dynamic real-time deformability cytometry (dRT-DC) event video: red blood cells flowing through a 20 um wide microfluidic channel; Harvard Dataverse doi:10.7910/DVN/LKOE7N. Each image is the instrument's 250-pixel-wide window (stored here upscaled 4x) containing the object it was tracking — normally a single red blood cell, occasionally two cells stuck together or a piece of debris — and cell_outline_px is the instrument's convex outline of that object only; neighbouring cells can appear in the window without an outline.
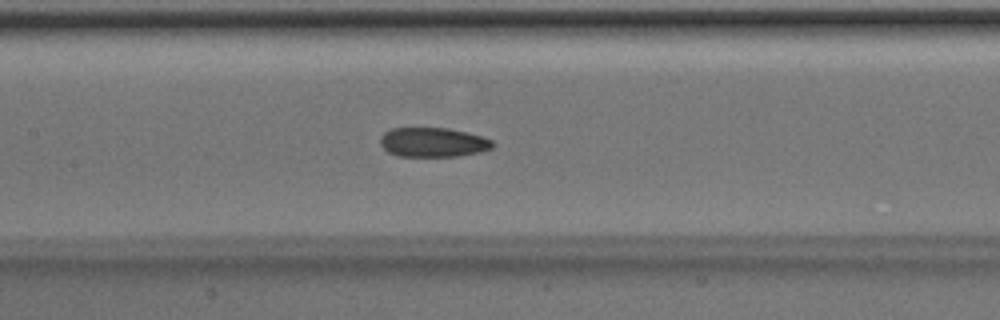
{"species": "Egyptian fruit bat (a non-hibernating species)", "species_latin": "Rousettus aegyptiacus", "temperature_condition": "room temperature", "stored_images_in_passage": 37, "camera_frame_rate_fps": 3000, "um_per_image_px": 0.085, "animal": {"sex": "male"}, "frame": {"image": 1, "passage_image": 12, "time_ms": 3.667, "image_size_px": [1000, 320], "cell_outline_px": [[496, 144], [492, 148], [480, 152], [456, 156], [396, 156], [388, 152], [380, 144], [380, 136], [384, 132], [392, 128], [448, 128], [480, 136], [492, 140]], "centroid_in_image_um": [36.79, 12.1], "position_along_channel_um": 170.6, "area_um2": 19.25}}
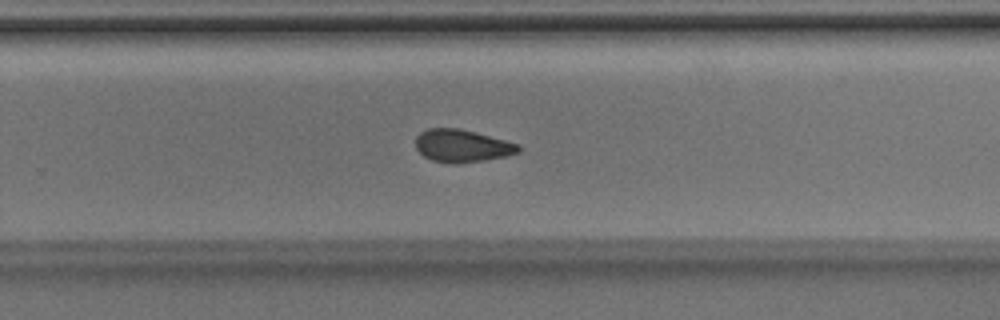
{"frame": {"image": 2, "passage_image": 21, "time_ms": 6.667, "image_size_px": [1000, 320], "cell_outline_px": [[520, 152], [508, 156], [484, 160], [456, 164], [452, 164], [432, 160], [424, 156], [416, 148], [416, 136], [420, 132], [428, 128], [456, 128], [476, 132], [520, 144]], "centroid_in_image_um": [39.29, 12.4], "position_along_channel_um": 290.5, "area_um2": 19.65}}
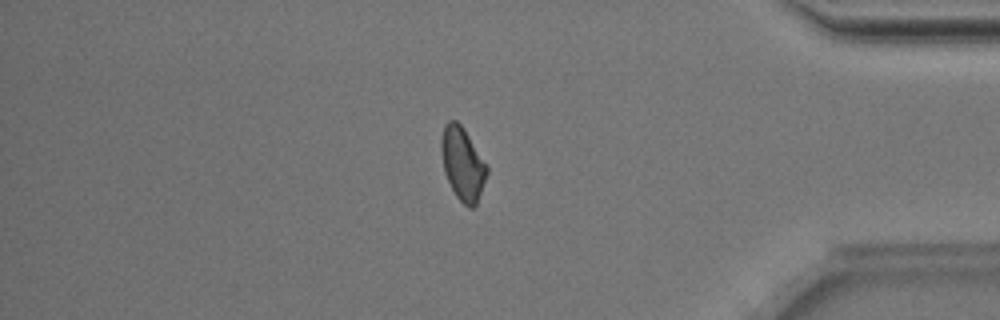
{"frame": {"image": 3, "passage_image": 31, "time_ms": 10.0, "image_size_px": [1000, 320], "cell_outline_px": [[488, 172], [476, 204], [472, 208], [468, 208], [456, 196], [444, 172], [440, 152], [440, 140], [444, 124], [448, 120], [456, 120], [464, 128], [488, 164]], "centroid_in_image_um": [39.31, 13.87], "position_along_channel_um": 395.9, "area_um2": 19.65}}